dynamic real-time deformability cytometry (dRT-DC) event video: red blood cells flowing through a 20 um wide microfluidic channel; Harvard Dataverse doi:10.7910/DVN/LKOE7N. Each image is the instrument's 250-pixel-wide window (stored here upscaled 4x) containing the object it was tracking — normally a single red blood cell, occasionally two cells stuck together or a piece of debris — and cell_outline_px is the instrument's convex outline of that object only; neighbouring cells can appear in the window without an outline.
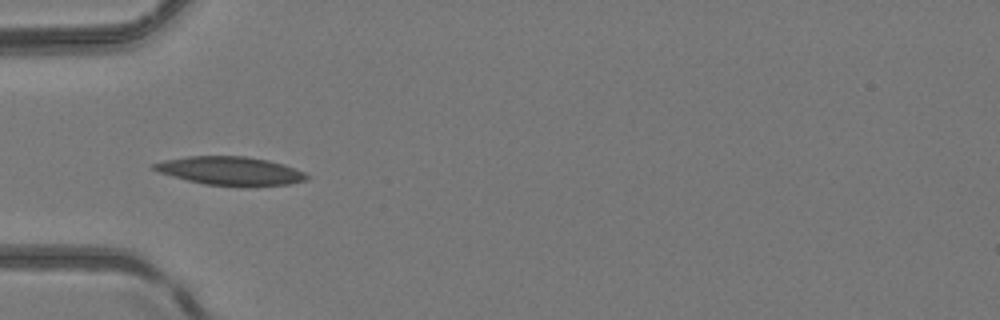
{"species": "common noctule bat (a hibernating species)", "species_latin": "Nyctalus noctula", "temperature_condition": "room temperature", "stored_images_in_passage": 1, "camera_frame_rate_fps": 3000, "um_per_image_px": 0.085, "animal": {"sex": "female", "body_mass_g": 24.6, "forearm_length_mm": 56.2}, "frame": {"image": 1, "passage_image": 1, "time_ms": 0.0, "image_size_px": [1000, 320], "cell_outline_px": [[308, 180], [288, 184], [248, 188], [244, 188], [204, 184], [172, 176], [160, 172], [152, 168], [152, 164], [164, 160], [188, 156], [244, 156], [268, 160], [284, 164], [304, 172], [308, 176]], "centroid_in_image_um": [19.62, 14.55], "position_along_channel_um": 65.4, "area_um2": 25.78}}